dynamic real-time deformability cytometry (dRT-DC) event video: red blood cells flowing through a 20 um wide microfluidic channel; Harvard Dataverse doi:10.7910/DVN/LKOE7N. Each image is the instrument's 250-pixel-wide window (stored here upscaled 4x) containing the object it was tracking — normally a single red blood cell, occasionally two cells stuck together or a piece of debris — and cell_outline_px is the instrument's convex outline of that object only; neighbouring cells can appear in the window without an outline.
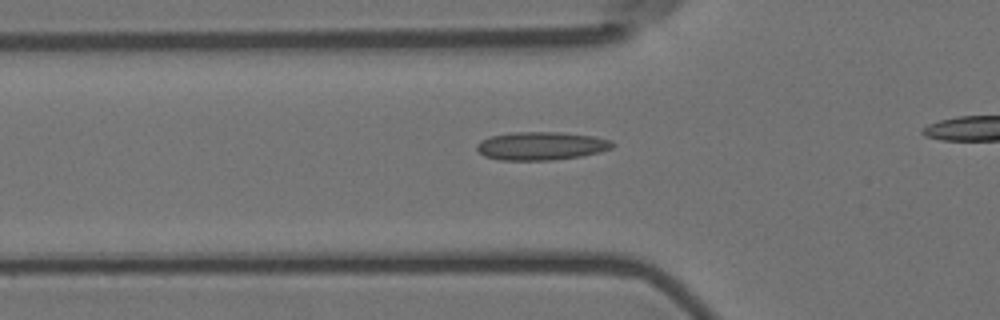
{"species": "Egyptian fruit bat (a non-hibernating species)", "species_latin": "Rousettus aegyptiacus", "temperature_condition": "room temperature", "stored_images_in_passage": 34, "camera_frame_rate_fps": 3000, "um_per_image_px": 0.085, "animal": {"sex": "female"}, "frame": {"image": 1, "passage_image": 7, "time_ms": 2.0, "image_size_px": [1000, 320], "cell_outline_px": [[616, 144], [612, 148], [600, 152], [580, 156], [552, 160], [500, 160], [484, 156], [476, 148], [476, 144], [480, 140], [492, 136], [516, 132], [560, 132], [596, 136], [612, 140]], "centroid_in_image_um": [46.04, 12.4], "position_along_channel_um": 79.8, "area_um2": 22.43}}
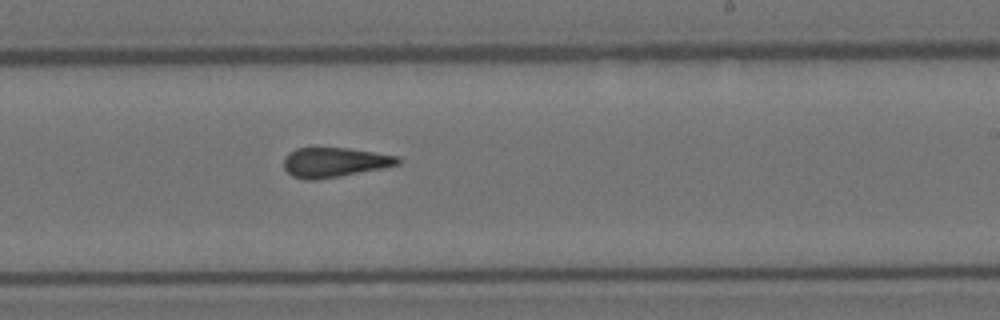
{"frame": {"image": 2, "passage_image": 22, "time_ms": 7.0, "image_size_px": [1000, 320], "cell_outline_px": [[400, 164], [384, 168], [340, 176], [316, 180], [304, 180], [292, 176], [284, 168], [284, 156], [288, 152], [296, 148], [348, 148], [396, 156], [400, 160]], "centroid_in_image_um": [28.39, 13.8], "position_along_channel_um": 260.6, "area_um2": 19.71}}
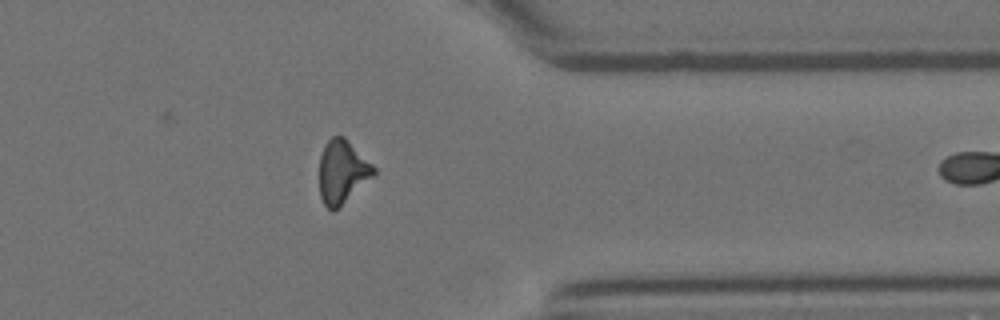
{"frame": {"image": 3, "passage_image": 33, "time_ms": 10.667, "image_size_px": [1000, 320], "cell_outline_px": [[376, 172], [372, 176], [332, 212], [324, 204], [320, 196], [320, 156], [328, 140], [332, 136], [344, 136], [376, 168]], "centroid_in_image_um": [29.07, 14.57], "position_along_channel_um": 382.3, "area_um2": 19.42}}